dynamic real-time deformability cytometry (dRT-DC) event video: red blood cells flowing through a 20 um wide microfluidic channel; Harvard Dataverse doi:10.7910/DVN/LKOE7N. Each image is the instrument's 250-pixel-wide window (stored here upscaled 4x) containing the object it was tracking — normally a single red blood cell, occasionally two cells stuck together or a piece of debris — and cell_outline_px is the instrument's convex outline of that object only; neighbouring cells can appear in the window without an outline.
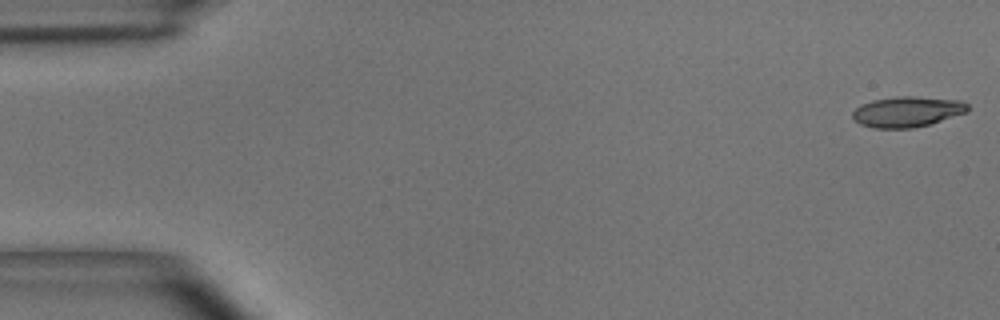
{"species": "common noctule bat (a hibernating species)", "species_latin": "Nyctalus noctula", "temperature_condition": "room temperature", "stored_images_in_passage": 54, "camera_frame_rate_fps": 3000, "um_per_image_px": 0.085, "animal": {"sex": "male", "body_mass_g": 15.6}, "frame": {"image": 1, "passage_image": 1, "time_ms": 0.0, "image_size_px": [1000, 320], "cell_outline_px": [[968, 112], [928, 124], [912, 128], [872, 128], [860, 124], [852, 116], [852, 112], [860, 104], [872, 100], [896, 96], [912, 96], [960, 100], [968, 104]], "centroid_in_image_um": [77.09, 9.49], "position_along_channel_um": 7.9, "area_um2": 20.46}}
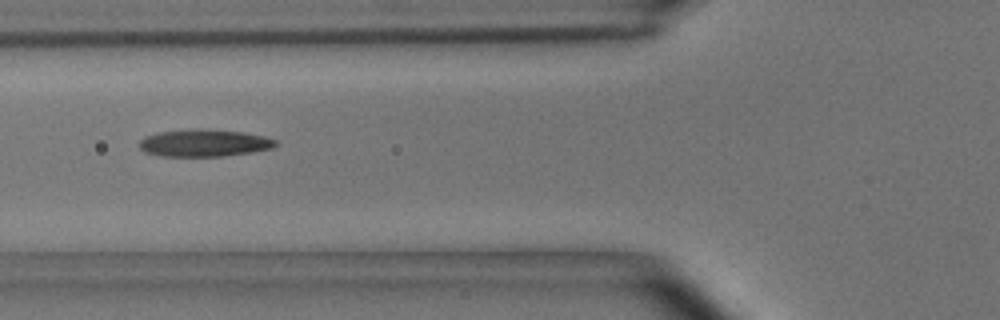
{"frame": {"image": 2, "passage_image": 20, "time_ms": 6.333, "image_size_px": [1000, 320], "cell_outline_px": [[280, 144], [272, 148], [252, 152], [224, 156], [160, 156], [144, 152], [140, 148], [140, 140], [144, 136], [160, 132], [196, 128], [200, 128], [244, 132], [264, 136], [276, 140]], "centroid_in_image_um": [17.37, 12.15], "position_along_channel_um": 108.4, "area_um2": 21.79}}
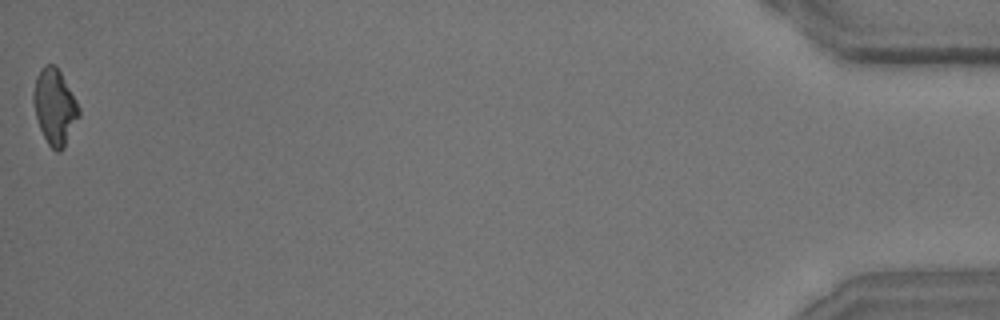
{"frame": {"image": 3, "passage_image": 54, "time_ms": 17.667, "image_size_px": [1000, 320], "cell_outline_px": [[80, 116], [64, 148], [60, 152], [56, 152], [48, 144], [40, 128], [36, 116], [32, 100], [32, 92], [36, 76], [40, 68], [44, 64], [56, 64], [76, 100], [80, 108]], "centroid_in_image_um": [4.64, 9.06], "position_along_channel_um": 430.6, "area_um2": 20.23}, "authors_computed_cell_mechanics": {"area_um2": 20.7213, "velocity_mm_per_s": 3.669, "shape_relaxation_time_tau1_ms": 9.7881, "shape_relaxation_time_tau2_ms": 3.0976, "deformation_change_tau1": 0.2365, "deformation_change_tau2": 0.1317}}